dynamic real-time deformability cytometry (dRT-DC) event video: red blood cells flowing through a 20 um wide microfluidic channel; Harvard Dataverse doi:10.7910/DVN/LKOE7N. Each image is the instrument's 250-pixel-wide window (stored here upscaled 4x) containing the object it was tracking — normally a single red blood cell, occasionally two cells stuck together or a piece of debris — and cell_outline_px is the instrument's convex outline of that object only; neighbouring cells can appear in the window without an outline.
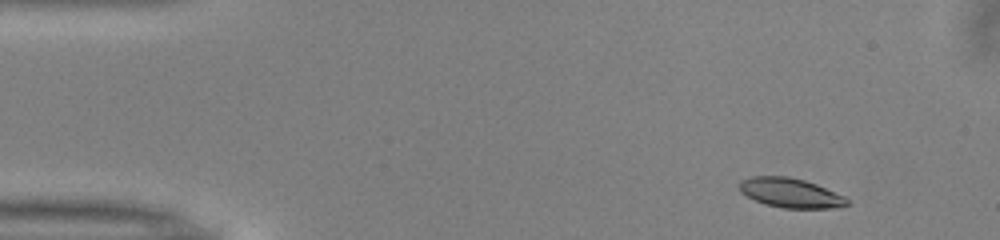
{"species": "common noctule bat (a hibernating species)", "species_latin": "Nyctalus noctula", "temperature_condition": "warm", "stored_images_in_passage": 49, "camera_frame_rate_fps": 3000, "um_per_image_px": 0.085, "animal": {"sex": "male", "body_mass_g": 13.0, "forearm_length_mm": 53.1}, "frame": {"image": 1, "passage_image": 3, "time_ms": 0.667, "image_size_px": [1000, 240], "cell_outline_px": [[848, 204], [840, 208], [784, 208], [764, 204], [740, 192], [740, 180], [752, 176], [788, 176], [804, 180], [816, 184], [844, 196], [848, 200]], "centroid_in_image_um": [67.19, 16.39], "position_along_channel_um": 17.8, "area_um2": 18.44}}
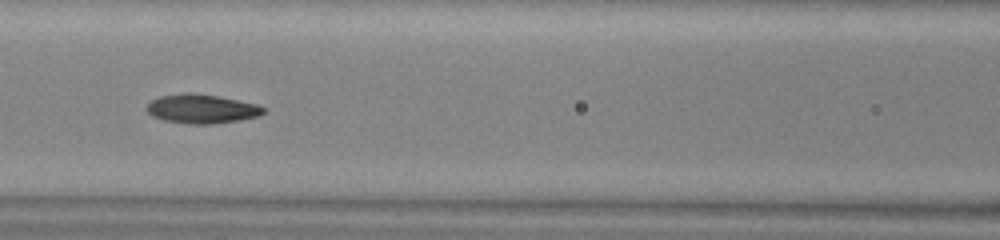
{"frame": {"image": 2, "passage_image": 20, "time_ms": 6.333, "image_size_px": [1000, 240], "cell_outline_px": [[264, 112], [260, 116], [240, 120], [212, 124], [188, 124], [164, 120], [152, 116], [144, 108], [152, 100], [160, 96], [216, 96], [256, 104], [264, 108]], "centroid_in_image_um": [17.16, 9.31], "position_along_channel_um": 149.4, "area_um2": 18.84}}
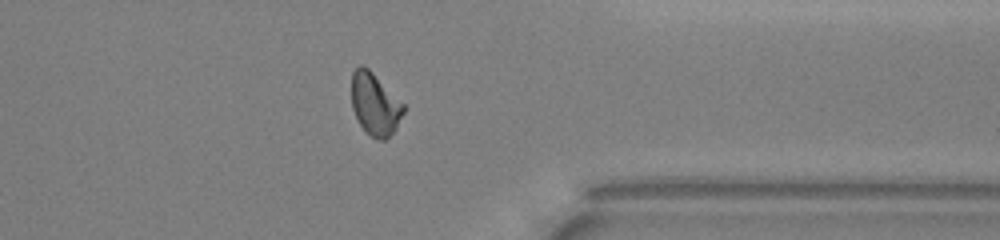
{"frame": {"image": 3, "passage_image": 38, "time_ms": 12.333, "image_size_px": [1000, 240], "cell_outline_px": [[404, 112], [396, 128], [384, 140], [380, 140], [372, 136], [356, 120], [352, 108], [352, 72], [360, 64], [364, 64], [404, 104]], "centroid_in_image_um": [31.85, 8.83], "position_along_channel_um": 379.5, "area_um2": 18.61}, "authors_computed_cell_mechanics": {"area_um2": 18.9584, "velocity_mm_per_s": 4.0097, "shape_relaxation_time_tau1_ms": 3.9254, "shape_relaxation_time_tau2_ms": 1.7287, "deformation_change_tau1": 0.1455, "deformation_change_tau2": 0.068}}